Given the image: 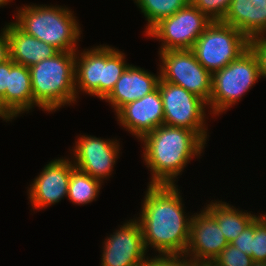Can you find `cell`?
<instances>
[{"mask_svg": "<svg viewBox=\"0 0 266 266\" xmlns=\"http://www.w3.org/2000/svg\"><path fill=\"white\" fill-rule=\"evenodd\" d=\"M179 191L178 185L148 184L136 219L146 250L152 247L159 255L185 254L192 216L185 214Z\"/></svg>", "mask_w": 266, "mask_h": 266, "instance_id": "6da1fadb", "label": "cell"}, {"mask_svg": "<svg viewBox=\"0 0 266 266\" xmlns=\"http://www.w3.org/2000/svg\"><path fill=\"white\" fill-rule=\"evenodd\" d=\"M140 140L144 146L145 165L152 172L149 185H176L175 178L190 160L201 156L206 145L194 131L165 124Z\"/></svg>", "mask_w": 266, "mask_h": 266, "instance_id": "7a4b0ae2", "label": "cell"}, {"mask_svg": "<svg viewBox=\"0 0 266 266\" xmlns=\"http://www.w3.org/2000/svg\"><path fill=\"white\" fill-rule=\"evenodd\" d=\"M75 58L76 52H58L29 67L33 107L49 113L75 103Z\"/></svg>", "mask_w": 266, "mask_h": 266, "instance_id": "3957f363", "label": "cell"}, {"mask_svg": "<svg viewBox=\"0 0 266 266\" xmlns=\"http://www.w3.org/2000/svg\"><path fill=\"white\" fill-rule=\"evenodd\" d=\"M73 13L66 6L29 4L17 10L14 23L59 52H76L82 31Z\"/></svg>", "mask_w": 266, "mask_h": 266, "instance_id": "277c9868", "label": "cell"}, {"mask_svg": "<svg viewBox=\"0 0 266 266\" xmlns=\"http://www.w3.org/2000/svg\"><path fill=\"white\" fill-rule=\"evenodd\" d=\"M261 78L259 62L249 47L237 59L212 73L211 97L208 108L218 115L236 104Z\"/></svg>", "mask_w": 266, "mask_h": 266, "instance_id": "5b68a950", "label": "cell"}, {"mask_svg": "<svg viewBox=\"0 0 266 266\" xmlns=\"http://www.w3.org/2000/svg\"><path fill=\"white\" fill-rule=\"evenodd\" d=\"M249 42L232 25L212 21L191 50L198 62L212 74L243 54L249 48Z\"/></svg>", "mask_w": 266, "mask_h": 266, "instance_id": "8992f818", "label": "cell"}, {"mask_svg": "<svg viewBox=\"0 0 266 266\" xmlns=\"http://www.w3.org/2000/svg\"><path fill=\"white\" fill-rule=\"evenodd\" d=\"M158 88L162 98L164 124L190 129L206 143L208 129L205 125V107L208 103L183 87L161 79Z\"/></svg>", "mask_w": 266, "mask_h": 266, "instance_id": "52a82bcc", "label": "cell"}, {"mask_svg": "<svg viewBox=\"0 0 266 266\" xmlns=\"http://www.w3.org/2000/svg\"><path fill=\"white\" fill-rule=\"evenodd\" d=\"M211 22L189 2L172 16L161 19L146 34L150 38L160 39V51L192 49Z\"/></svg>", "mask_w": 266, "mask_h": 266, "instance_id": "ba28073f", "label": "cell"}, {"mask_svg": "<svg viewBox=\"0 0 266 266\" xmlns=\"http://www.w3.org/2000/svg\"><path fill=\"white\" fill-rule=\"evenodd\" d=\"M160 78L183 87L209 103L212 74L196 59L191 49L159 51Z\"/></svg>", "mask_w": 266, "mask_h": 266, "instance_id": "9c48e42d", "label": "cell"}, {"mask_svg": "<svg viewBox=\"0 0 266 266\" xmlns=\"http://www.w3.org/2000/svg\"><path fill=\"white\" fill-rule=\"evenodd\" d=\"M73 165L82 172L101 181L112 174L113 165L119 158V141L82 135L75 142Z\"/></svg>", "mask_w": 266, "mask_h": 266, "instance_id": "30bf717a", "label": "cell"}, {"mask_svg": "<svg viewBox=\"0 0 266 266\" xmlns=\"http://www.w3.org/2000/svg\"><path fill=\"white\" fill-rule=\"evenodd\" d=\"M119 228L103 242L100 266H140L149 258L140 223L133 218Z\"/></svg>", "mask_w": 266, "mask_h": 266, "instance_id": "8fae6325", "label": "cell"}, {"mask_svg": "<svg viewBox=\"0 0 266 266\" xmlns=\"http://www.w3.org/2000/svg\"><path fill=\"white\" fill-rule=\"evenodd\" d=\"M75 168L69 158L51 160L28 188L33 209H45L68 195L71 171Z\"/></svg>", "mask_w": 266, "mask_h": 266, "instance_id": "7c38bea8", "label": "cell"}, {"mask_svg": "<svg viewBox=\"0 0 266 266\" xmlns=\"http://www.w3.org/2000/svg\"><path fill=\"white\" fill-rule=\"evenodd\" d=\"M228 244L217 221L204 208L192 215L185 254L193 262L214 260Z\"/></svg>", "mask_w": 266, "mask_h": 266, "instance_id": "4fadbf2b", "label": "cell"}, {"mask_svg": "<svg viewBox=\"0 0 266 266\" xmlns=\"http://www.w3.org/2000/svg\"><path fill=\"white\" fill-rule=\"evenodd\" d=\"M116 116L120 125L140 140L145 134L164 124V111L159 88L124 105L116 113Z\"/></svg>", "mask_w": 266, "mask_h": 266, "instance_id": "5bb4252c", "label": "cell"}, {"mask_svg": "<svg viewBox=\"0 0 266 266\" xmlns=\"http://www.w3.org/2000/svg\"><path fill=\"white\" fill-rule=\"evenodd\" d=\"M159 74V75H158ZM154 75L145 69L130 65L117 80L114 89L104 99L114 112H118L124 105L134 102L158 88L160 71Z\"/></svg>", "mask_w": 266, "mask_h": 266, "instance_id": "9a60e30c", "label": "cell"}, {"mask_svg": "<svg viewBox=\"0 0 266 266\" xmlns=\"http://www.w3.org/2000/svg\"><path fill=\"white\" fill-rule=\"evenodd\" d=\"M75 58V90L103 100L104 45L78 52Z\"/></svg>", "mask_w": 266, "mask_h": 266, "instance_id": "2e32d148", "label": "cell"}, {"mask_svg": "<svg viewBox=\"0 0 266 266\" xmlns=\"http://www.w3.org/2000/svg\"><path fill=\"white\" fill-rule=\"evenodd\" d=\"M33 108L31 74L28 67L11 59L8 86L0 99L1 111L11 120Z\"/></svg>", "mask_w": 266, "mask_h": 266, "instance_id": "e0dca14e", "label": "cell"}, {"mask_svg": "<svg viewBox=\"0 0 266 266\" xmlns=\"http://www.w3.org/2000/svg\"><path fill=\"white\" fill-rule=\"evenodd\" d=\"M223 23L232 25L249 40L266 34V0H231Z\"/></svg>", "mask_w": 266, "mask_h": 266, "instance_id": "ac0fdd59", "label": "cell"}, {"mask_svg": "<svg viewBox=\"0 0 266 266\" xmlns=\"http://www.w3.org/2000/svg\"><path fill=\"white\" fill-rule=\"evenodd\" d=\"M8 39L10 58L28 68L59 52L53 46L22 31L14 22L8 23Z\"/></svg>", "mask_w": 266, "mask_h": 266, "instance_id": "d6986e66", "label": "cell"}, {"mask_svg": "<svg viewBox=\"0 0 266 266\" xmlns=\"http://www.w3.org/2000/svg\"><path fill=\"white\" fill-rule=\"evenodd\" d=\"M204 209L217 221L229 244L257 217L222 201H211Z\"/></svg>", "mask_w": 266, "mask_h": 266, "instance_id": "ffe728a7", "label": "cell"}, {"mask_svg": "<svg viewBox=\"0 0 266 266\" xmlns=\"http://www.w3.org/2000/svg\"><path fill=\"white\" fill-rule=\"evenodd\" d=\"M101 185V181L75 167L71 171L67 198L78 205L91 203L98 197Z\"/></svg>", "mask_w": 266, "mask_h": 266, "instance_id": "44dd1931", "label": "cell"}, {"mask_svg": "<svg viewBox=\"0 0 266 266\" xmlns=\"http://www.w3.org/2000/svg\"><path fill=\"white\" fill-rule=\"evenodd\" d=\"M189 2L190 0H134L147 20L145 33L161 19L172 16Z\"/></svg>", "mask_w": 266, "mask_h": 266, "instance_id": "7402d4cb", "label": "cell"}, {"mask_svg": "<svg viewBox=\"0 0 266 266\" xmlns=\"http://www.w3.org/2000/svg\"><path fill=\"white\" fill-rule=\"evenodd\" d=\"M126 55L111 46L104 45V82L103 100L111 93L114 86L126 68Z\"/></svg>", "mask_w": 266, "mask_h": 266, "instance_id": "603a6c76", "label": "cell"}, {"mask_svg": "<svg viewBox=\"0 0 266 266\" xmlns=\"http://www.w3.org/2000/svg\"><path fill=\"white\" fill-rule=\"evenodd\" d=\"M253 261L266 262V215H258L254 219V236L252 237Z\"/></svg>", "mask_w": 266, "mask_h": 266, "instance_id": "cb8c5ba5", "label": "cell"}, {"mask_svg": "<svg viewBox=\"0 0 266 266\" xmlns=\"http://www.w3.org/2000/svg\"><path fill=\"white\" fill-rule=\"evenodd\" d=\"M212 21H222L229 10L231 0H190Z\"/></svg>", "mask_w": 266, "mask_h": 266, "instance_id": "d4e9b609", "label": "cell"}, {"mask_svg": "<svg viewBox=\"0 0 266 266\" xmlns=\"http://www.w3.org/2000/svg\"><path fill=\"white\" fill-rule=\"evenodd\" d=\"M221 266H252L253 259L235 246L228 244L214 259Z\"/></svg>", "mask_w": 266, "mask_h": 266, "instance_id": "484cf974", "label": "cell"}, {"mask_svg": "<svg viewBox=\"0 0 266 266\" xmlns=\"http://www.w3.org/2000/svg\"><path fill=\"white\" fill-rule=\"evenodd\" d=\"M140 266H194V262L186 254H158L153 258L149 257Z\"/></svg>", "mask_w": 266, "mask_h": 266, "instance_id": "4316f807", "label": "cell"}, {"mask_svg": "<svg viewBox=\"0 0 266 266\" xmlns=\"http://www.w3.org/2000/svg\"><path fill=\"white\" fill-rule=\"evenodd\" d=\"M249 47L258 59L261 79L266 78V35L250 39Z\"/></svg>", "mask_w": 266, "mask_h": 266, "instance_id": "83f0119b", "label": "cell"}, {"mask_svg": "<svg viewBox=\"0 0 266 266\" xmlns=\"http://www.w3.org/2000/svg\"><path fill=\"white\" fill-rule=\"evenodd\" d=\"M254 236V220L245 228L244 231L230 244L240 249L243 253L252 257V237Z\"/></svg>", "mask_w": 266, "mask_h": 266, "instance_id": "f1b7e54d", "label": "cell"}, {"mask_svg": "<svg viewBox=\"0 0 266 266\" xmlns=\"http://www.w3.org/2000/svg\"><path fill=\"white\" fill-rule=\"evenodd\" d=\"M10 59L8 24L1 29L0 33V64Z\"/></svg>", "mask_w": 266, "mask_h": 266, "instance_id": "f546056e", "label": "cell"}, {"mask_svg": "<svg viewBox=\"0 0 266 266\" xmlns=\"http://www.w3.org/2000/svg\"><path fill=\"white\" fill-rule=\"evenodd\" d=\"M11 69V58L0 64V99L5 95L8 86V72Z\"/></svg>", "mask_w": 266, "mask_h": 266, "instance_id": "4dcf8cb0", "label": "cell"}, {"mask_svg": "<svg viewBox=\"0 0 266 266\" xmlns=\"http://www.w3.org/2000/svg\"><path fill=\"white\" fill-rule=\"evenodd\" d=\"M194 266H221L214 260L194 262Z\"/></svg>", "mask_w": 266, "mask_h": 266, "instance_id": "1f68e13d", "label": "cell"}, {"mask_svg": "<svg viewBox=\"0 0 266 266\" xmlns=\"http://www.w3.org/2000/svg\"><path fill=\"white\" fill-rule=\"evenodd\" d=\"M252 266H266V262L254 261Z\"/></svg>", "mask_w": 266, "mask_h": 266, "instance_id": "d6a6232c", "label": "cell"}, {"mask_svg": "<svg viewBox=\"0 0 266 266\" xmlns=\"http://www.w3.org/2000/svg\"><path fill=\"white\" fill-rule=\"evenodd\" d=\"M0 118L1 119H3V121L4 120H6V122L7 121H11L2 111H1V109H0Z\"/></svg>", "mask_w": 266, "mask_h": 266, "instance_id": "836d02e7", "label": "cell"}, {"mask_svg": "<svg viewBox=\"0 0 266 266\" xmlns=\"http://www.w3.org/2000/svg\"><path fill=\"white\" fill-rule=\"evenodd\" d=\"M10 1H13V0H0V7L7 5L8 3H10Z\"/></svg>", "mask_w": 266, "mask_h": 266, "instance_id": "e575fe53", "label": "cell"}]
</instances>
